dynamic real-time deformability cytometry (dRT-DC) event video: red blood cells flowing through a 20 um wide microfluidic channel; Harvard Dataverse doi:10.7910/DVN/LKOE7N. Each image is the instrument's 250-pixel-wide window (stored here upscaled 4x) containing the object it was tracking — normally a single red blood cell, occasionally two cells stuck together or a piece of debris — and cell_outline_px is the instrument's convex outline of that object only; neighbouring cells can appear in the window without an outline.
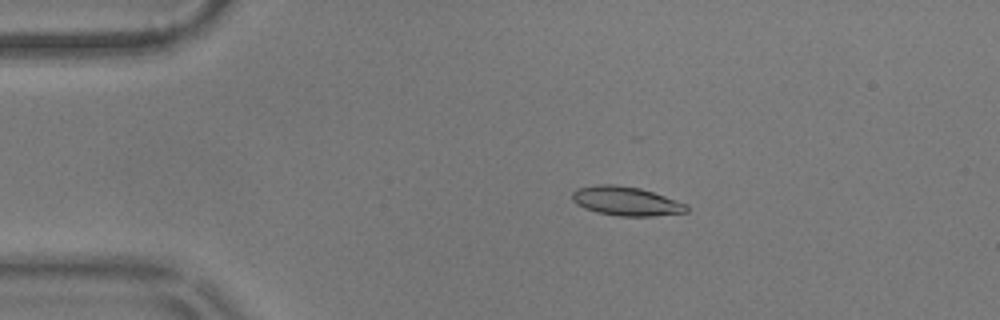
{"species": "common noctule bat (a hibernating species)", "species_latin": "Nyctalus noctula", "temperature_condition": "warm", "stored_images_in_passage": 49, "camera_frame_rate_fps": 3000, "um_per_image_px": 0.085, "animal": {"sex": "male", "body_mass_g": 17.9}, "frame": {"image": 1, "passage_image": 11, "time_ms": 3.333, "image_size_px": [1000, 320], "cell_outline_px": [[688, 212], [652, 216], [616, 216], [596, 212], [584, 208], [576, 204], [572, 200], [572, 192], [576, 188], [596, 184], [612, 184], [640, 188], [688, 204]], "centroid_in_image_um": [53.18, 17.1], "position_along_channel_um": 31.8, "area_um2": 19.48}}
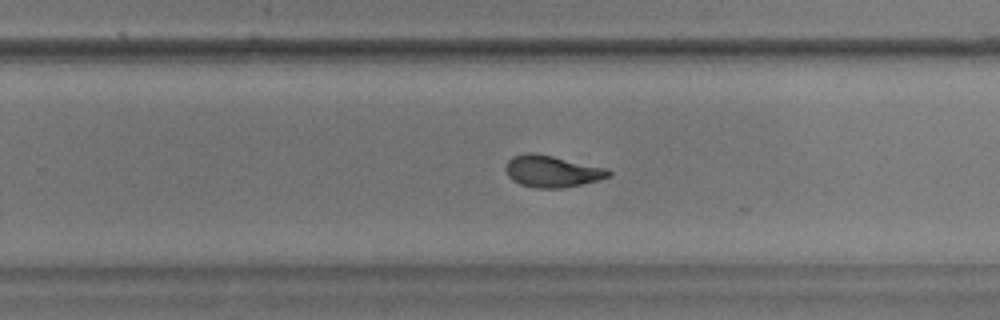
{"frame": {"image": 2, "passage_image": 36, "time_ms": 11.667, "image_size_px": [1000, 320], "cell_outline_px": [[612, 172], [608, 176], [596, 180], [580, 184], [560, 188], [536, 188], [520, 184], [512, 180], [508, 176], [504, 168], [508, 160], [512, 156], [528, 152], [532, 152], [552, 156], [608, 168]], "centroid_in_image_um": [46.87, 14.55], "position_along_channel_um": 282.9, "area_um2": 18.9}}
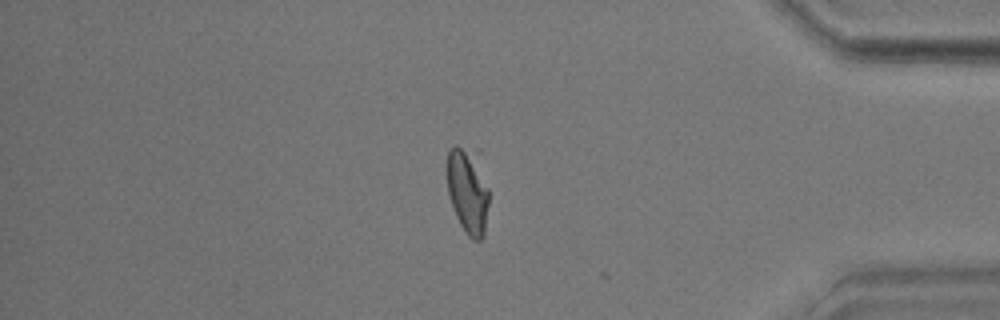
{"frame": {"image": 3, "passage_image": 48, "time_ms": 15.667, "image_size_px": [1000, 320], "cell_outline_px": [[488, 204], [484, 236], [480, 240], [472, 240], [468, 236], [460, 224], [452, 208], [448, 192], [448, 148], [452, 144], [456, 144], [476, 148], [480, 152], [488, 188]], "centroid_in_image_um": [39.79, 16.09], "position_along_channel_um": 395.4, "area_um2": 21.91}, "authors_computed_cell_mechanics": {"area_um2": 18.9006, "velocity_mm_per_s": 3.5665, "shape_relaxation_time_tau1_ms": 4.3525, "shape_relaxation_time_tau2_ms": 1.8831, "deformation_change_tau1": 0.1777, "deformation_change_tau2": 0.0878}}